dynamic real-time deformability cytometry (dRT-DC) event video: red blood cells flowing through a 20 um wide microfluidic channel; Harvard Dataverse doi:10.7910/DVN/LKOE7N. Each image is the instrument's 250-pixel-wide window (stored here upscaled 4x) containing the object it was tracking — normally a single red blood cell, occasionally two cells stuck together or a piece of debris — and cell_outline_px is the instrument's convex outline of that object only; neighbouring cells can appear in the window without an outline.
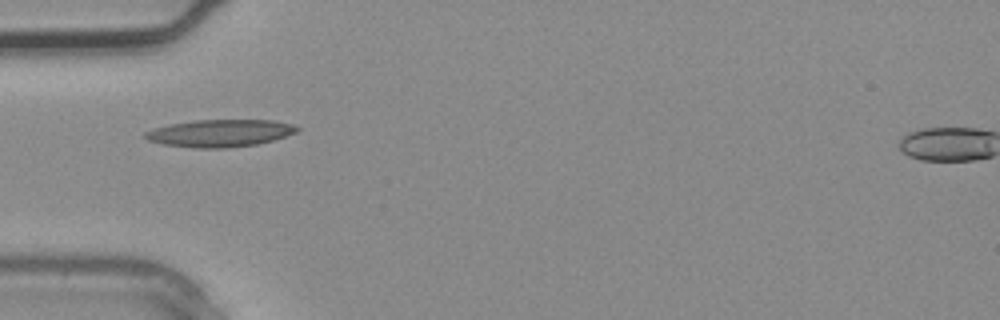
{"species": "common noctule bat (a hibernating species)", "species_latin": "Nyctalus noctula", "temperature_condition": "warm", "stored_images_in_passage": 3, "camera_frame_rate_fps": 3000, "um_per_image_px": 0.085, "animal": {"sex": "male", "body_mass_g": 20.4}, "frame": {"image": 1, "passage_image": 3, "time_ms": 0.667, "image_size_px": [1000, 320], "cell_outline_px": [[300, 128], [296, 132], [272, 140], [256, 144], [228, 148], [192, 148], [164, 144], [148, 140], [144, 136], [144, 132], [152, 128], [172, 124], [196, 120], [272, 120], [292, 124]], "centroid_in_image_um": [18.67, 11.32], "position_along_channel_um": 66.3, "area_um2": 24.04}}